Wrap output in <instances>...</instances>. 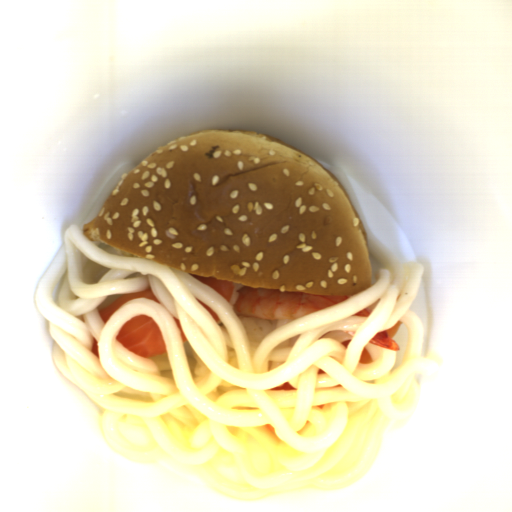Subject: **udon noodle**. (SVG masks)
<instances>
[{
	"mask_svg": "<svg viewBox=\"0 0 512 512\" xmlns=\"http://www.w3.org/2000/svg\"><path fill=\"white\" fill-rule=\"evenodd\" d=\"M135 167L117 170L80 224L64 232L34 297L48 321L52 361L101 410L107 447L130 461L170 464L234 500L352 485L376 458L386 426L423 416L442 388L441 367L422 357L425 333L411 309L425 265L401 262L374 236L343 169L329 166L362 223L368 253L384 265L377 282L249 340L212 286L85 238L84 226ZM149 289L160 303L132 300L104 324L97 309ZM140 314L156 320L167 354L143 358L117 341L120 327ZM397 320L399 351L369 342ZM365 346L373 363L363 365ZM286 381L297 389L271 391Z\"/></svg>",
	"mask_w": 512,
	"mask_h": 512,
	"instance_id": "udon-noodle-1",
	"label": "udon noodle"
}]
</instances>
